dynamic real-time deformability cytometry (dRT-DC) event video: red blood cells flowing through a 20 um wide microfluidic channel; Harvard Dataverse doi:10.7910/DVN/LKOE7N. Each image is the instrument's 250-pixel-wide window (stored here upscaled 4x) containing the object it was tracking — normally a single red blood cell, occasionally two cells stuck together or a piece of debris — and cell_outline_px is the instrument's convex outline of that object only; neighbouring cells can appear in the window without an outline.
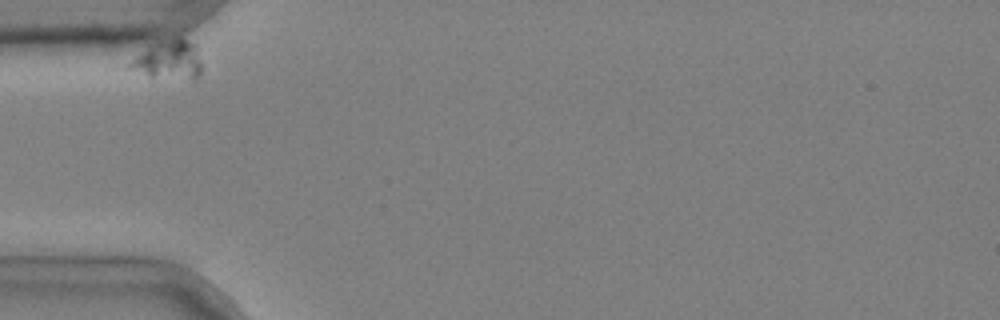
{"species": "common noctule bat (a hibernating species)", "species_latin": "Nyctalus noctula", "temperature_condition": "cold", "stored_images_in_passage": 5, "camera_frame_rate_fps": 3000, "um_per_image_px": 0.085, "animal": {"sex": "male", "body_mass_g": 20.4}, "frame": {"image": 1, "passage_image": 1, "time_ms": 0.0, "image_size_px": [1000, 320], "cell_outline_px": [[200, 76], [196, 80], [192, 80], [148, 76], [128, 68], [128, 64], [148, 44], [176, 36], [180, 36], [196, 44], [200, 64]], "centroid_in_image_um": [14.34, 5.07], "position_along_channel_um": 70.7, "area_um2": 16.65}}
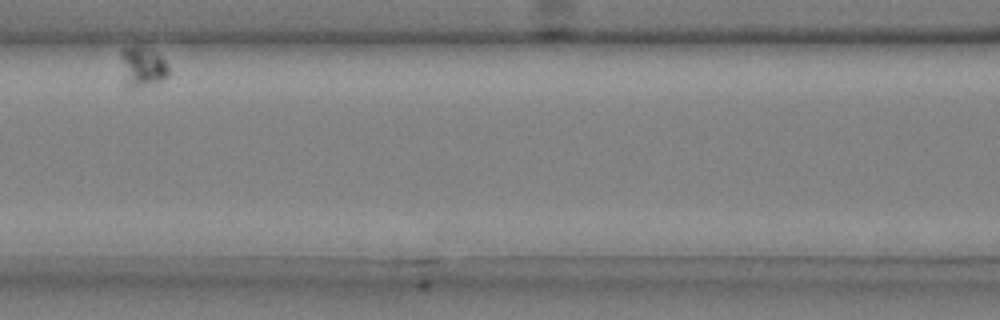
{"frame": {"image": 2, "passage_image": 4, "time_ms": 1.0, "image_size_px": [1000, 320], "cell_outline_px": [[168, 76], [160, 80], [148, 84], [132, 88], [124, 88], [120, 56], [120, 48], [132, 44], [136, 44], [152, 48], [168, 64]], "centroid_in_image_um": [12.03, 5.61], "position_along_channel_um": 154.6, "area_um2": 11.68}}